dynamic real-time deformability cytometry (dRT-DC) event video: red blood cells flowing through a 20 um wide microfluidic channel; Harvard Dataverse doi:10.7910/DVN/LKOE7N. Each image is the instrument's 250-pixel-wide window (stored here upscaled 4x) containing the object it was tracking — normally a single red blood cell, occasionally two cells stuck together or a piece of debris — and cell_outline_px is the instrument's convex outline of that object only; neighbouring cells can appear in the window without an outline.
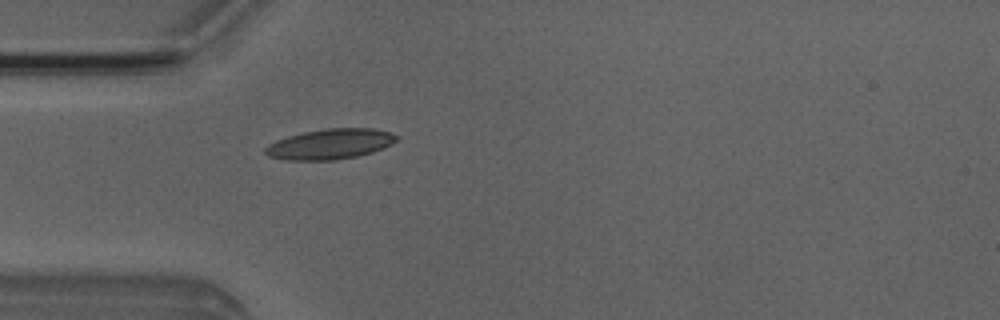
{"species": "Egyptian fruit bat (a non-hibernating species)", "species_latin": "Rousettus aegyptiacus", "temperature_condition": "room temperature", "stored_images_in_passage": 5, "camera_frame_rate_fps": 3000, "um_per_image_px": 0.085, "animal": {"sex": "male"}, "frame": {"image": 1, "passage_image": 5, "time_ms": 4.333, "image_size_px": [1000, 320], "cell_outline_px": [[400, 136], [392, 144], [372, 152], [356, 156], [332, 160], [284, 160], [268, 156], [264, 152], [264, 148], [268, 144], [276, 140], [288, 136], [304, 132], [328, 128], [372, 128], [392, 132]], "centroid_in_image_um": [28.06, 12.24], "position_along_channel_um": 56.9, "area_um2": 23.24}}